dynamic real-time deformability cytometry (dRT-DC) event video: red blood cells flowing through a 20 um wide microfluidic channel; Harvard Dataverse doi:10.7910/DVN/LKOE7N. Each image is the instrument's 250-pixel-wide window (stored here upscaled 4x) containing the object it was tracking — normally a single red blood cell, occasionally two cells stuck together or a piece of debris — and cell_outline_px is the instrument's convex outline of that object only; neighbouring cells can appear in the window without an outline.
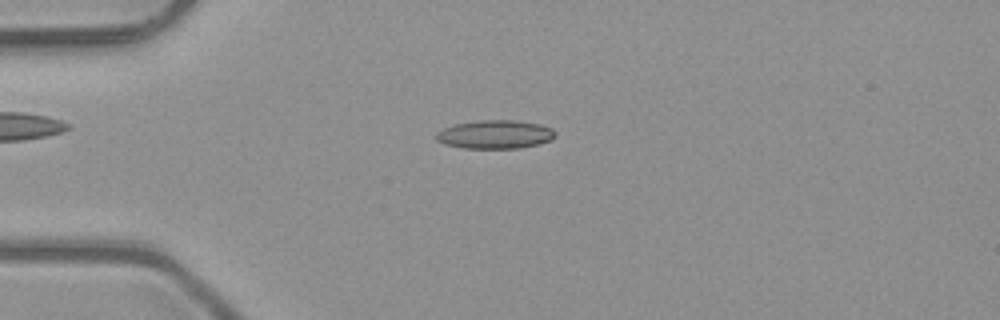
{"species": "common noctule bat (a hibernating species)", "species_latin": "Nyctalus noctula", "temperature_condition": "room temperature", "stored_images_in_passage": 5, "camera_frame_rate_fps": 3000, "um_per_image_px": 0.085, "animal": {"sex": "male", "body_mass_g": 23.1, "forearm_length_mm": 52.7}, "frame": {"image": 1, "passage_image": 3, "time_ms": 0.667, "image_size_px": [1000, 320], "cell_outline_px": [[556, 136], [540, 144], [520, 148], [464, 148], [444, 144], [436, 140], [436, 132], [444, 128], [456, 124], [480, 120], [516, 120], [540, 124], [552, 128], [556, 132]], "centroid_in_image_um": [42.09, 11.42], "position_along_channel_um": 42.9, "area_um2": 19.83}}
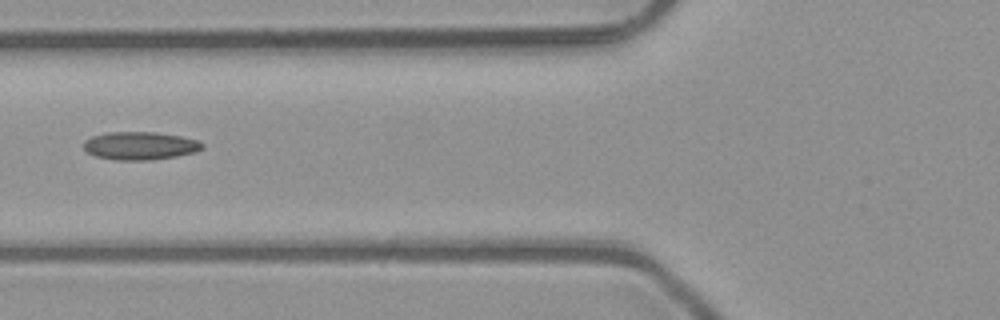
{"frame": {"image": 2, "passage_image": 5, "time_ms": 1.333, "image_size_px": [1000, 320], "cell_outline_px": [[204, 148], [196, 152], [176, 156], [152, 160], [116, 160], [96, 156], [88, 152], [84, 148], [84, 140], [92, 136], [108, 132], [156, 132], [180, 136], [196, 140], [204, 144]], "centroid_in_image_um": [11.91, 12.39], "position_along_channel_um": 113.9, "area_um2": 19.36}}